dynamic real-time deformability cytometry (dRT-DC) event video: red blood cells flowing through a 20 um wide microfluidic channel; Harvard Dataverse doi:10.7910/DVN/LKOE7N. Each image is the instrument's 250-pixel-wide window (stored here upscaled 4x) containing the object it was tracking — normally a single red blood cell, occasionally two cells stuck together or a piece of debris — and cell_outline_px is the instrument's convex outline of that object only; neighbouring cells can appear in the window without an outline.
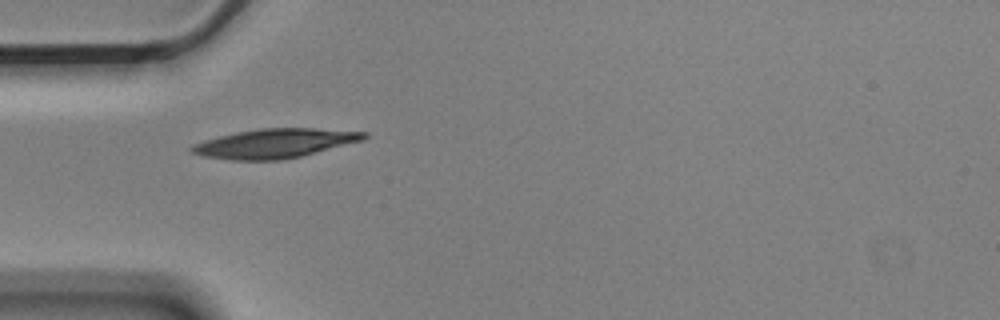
{"species": "Egyptian fruit bat (a non-hibernating species)", "species_latin": "Rousettus aegyptiacus", "temperature_condition": "cold", "stored_images_in_passage": 2, "camera_frame_rate_fps": 3000, "um_per_image_px": 0.085, "animal": {"sex": "male"}, "frame": {"image": 1, "passage_image": 1, "time_ms": 0.0, "image_size_px": [1000, 320], "cell_outline_px": [[368, 136], [364, 140], [284, 160], [232, 160], [204, 156], [192, 152], [188, 148], [192, 144], [204, 140], [236, 132], [260, 128], [316, 128], [368, 132]], "centroid_in_image_um": [23.36, 12.18], "position_along_channel_um": 61.6, "area_um2": 29.3}}
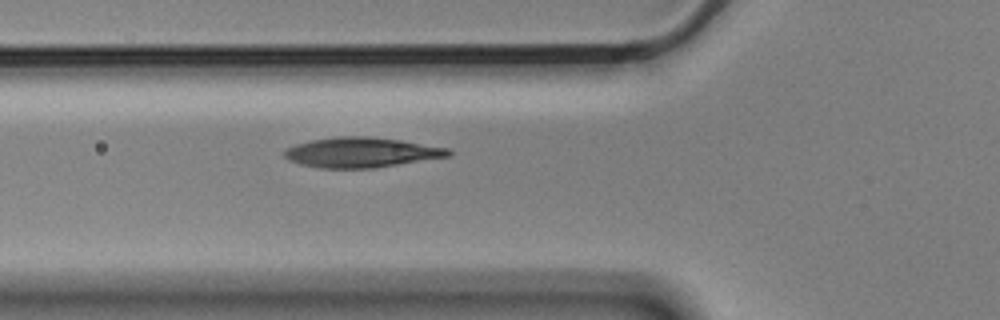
{"frame": {"image": 2, "passage_image": 2, "time_ms": 0.333, "image_size_px": [1000, 320], "cell_outline_px": [[452, 152], [448, 156], [376, 168], [320, 168], [300, 164], [288, 160], [284, 156], [284, 152], [288, 148], [296, 144], [312, 140], [336, 136], [368, 136], [400, 140], [448, 148]], "centroid_in_image_um": [30.69, 12.95], "position_along_channel_um": 95.1, "area_um2": 28.55}}